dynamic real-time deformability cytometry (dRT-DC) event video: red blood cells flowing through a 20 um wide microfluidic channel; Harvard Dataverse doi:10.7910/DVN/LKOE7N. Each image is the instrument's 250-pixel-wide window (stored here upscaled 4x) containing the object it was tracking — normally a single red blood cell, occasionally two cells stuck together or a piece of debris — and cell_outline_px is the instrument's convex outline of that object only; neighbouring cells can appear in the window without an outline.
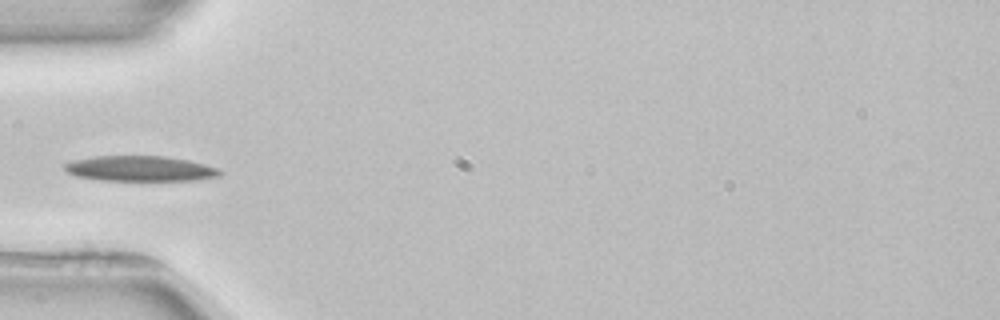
{"species": "common noctule bat (a hibernating species)", "species_latin": "Nyctalus noctula", "temperature_condition": "room temperature", "stored_images_in_passage": 4, "camera_frame_rate_fps": 3000, "um_per_image_px": 0.085, "animal": {"sex": "female", "body_mass_g": 22.7, "forearm_length_mm": 54.2}, "frame": {"image": 1, "passage_image": 4, "time_ms": 4.667, "image_size_px": [1000, 320], "cell_outline_px": [[224, 172], [220, 176], [192, 180], [100, 180], [76, 176], [68, 172], [64, 168], [64, 164], [72, 160], [96, 156], [164, 156], [188, 160], [220, 168]], "centroid_in_image_um": [11.93, 14.32], "position_along_channel_um": 73.1, "area_um2": 22.89}}